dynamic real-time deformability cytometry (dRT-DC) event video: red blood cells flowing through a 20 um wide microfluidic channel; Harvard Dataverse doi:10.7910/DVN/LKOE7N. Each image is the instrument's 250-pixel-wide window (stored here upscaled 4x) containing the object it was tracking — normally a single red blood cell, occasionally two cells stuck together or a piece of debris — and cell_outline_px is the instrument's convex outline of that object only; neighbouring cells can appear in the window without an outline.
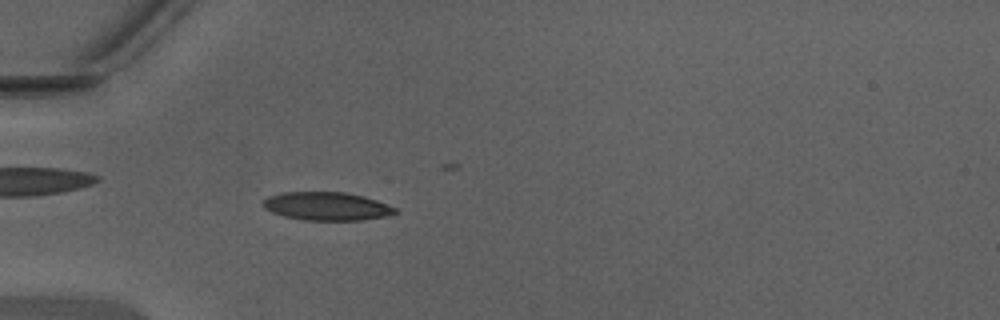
{"species": "Egyptian fruit bat (a non-hibernating species)", "species_latin": "Rousettus aegyptiacus", "temperature_condition": "warm", "stored_images_in_passage": 17, "camera_frame_rate_fps": 3000, "um_per_image_px": 0.085, "animal": {"sex": "male"}, "frame": {"image": 1, "passage_image": 10, "time_ms": 3.0, "image_size_px": [1000, 320], "cell_outline_px": [[400, 212], [384, 216], [364, 220], [304, 220], [284, 216], [272, 212], [264, 208], [260, 204], [260, 200], [268, 196], [280, 192], [344, 192], [364, 196], [376, 200], [396, 208]], "centroid_in_image_um": [27.72, 17.52], "position_along_channel_um": 57.3, "area_um2": 21.96}}
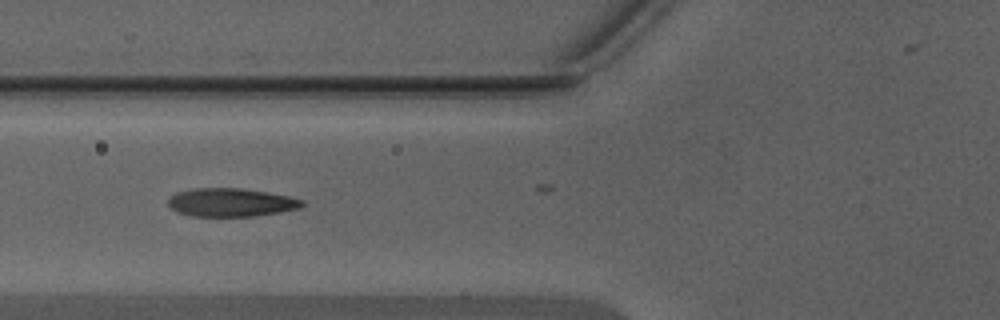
{"frame": {"image": 2, "passage_image": 14, "time_ms": 4.333, "image_size_px": [1000, 320], "cell_outline_px": [[304, 204], [300, 208], [280, 212], [256, 216], [192, 216], [176, 212], [168, 204], [168, 200], [176, 192], [192, 188], [240, 188], [288, 196], [304, 200]], "centroid_in_image_um": [19.62, 17.21], "position_along_channel_um": 106.2, "area_um2": 22.08}}